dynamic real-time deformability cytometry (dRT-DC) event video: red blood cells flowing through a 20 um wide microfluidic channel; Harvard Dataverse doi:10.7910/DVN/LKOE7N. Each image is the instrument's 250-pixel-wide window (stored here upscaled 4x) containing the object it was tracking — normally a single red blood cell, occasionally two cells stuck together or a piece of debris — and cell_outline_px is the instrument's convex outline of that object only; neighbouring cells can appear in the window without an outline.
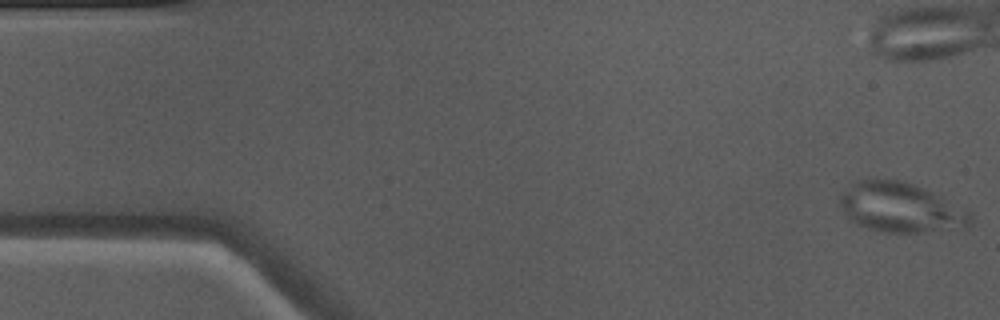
{"species": "Egyptian fruit bat (a non-hibernating species)", "species_latin": "Rousettus aegyptiacus", "temperature_condition": "warm", "stored_images_in_passage": 8, "camera_frame_rate_fps": 3000, "um_per_image_px": 0.085, "animal": {"sex": "male"}, "frame": {"image": 1, "passage_image": 1, "time_ms": 0.0, "image_size_px": [1000, 320], "cell_outline_px": [[972, 224], [968, 228], [924, 232], [880, 232], [856, 224], [840, 208], [840, 196], [852, 184], [860, 180], [900, 180], [912, 184], [932, 192], [972, 212]], "centroid_in_image_um": [76.61, 17.67], "position_along_channel_um": 8.4, "area_um2": 37.57}}